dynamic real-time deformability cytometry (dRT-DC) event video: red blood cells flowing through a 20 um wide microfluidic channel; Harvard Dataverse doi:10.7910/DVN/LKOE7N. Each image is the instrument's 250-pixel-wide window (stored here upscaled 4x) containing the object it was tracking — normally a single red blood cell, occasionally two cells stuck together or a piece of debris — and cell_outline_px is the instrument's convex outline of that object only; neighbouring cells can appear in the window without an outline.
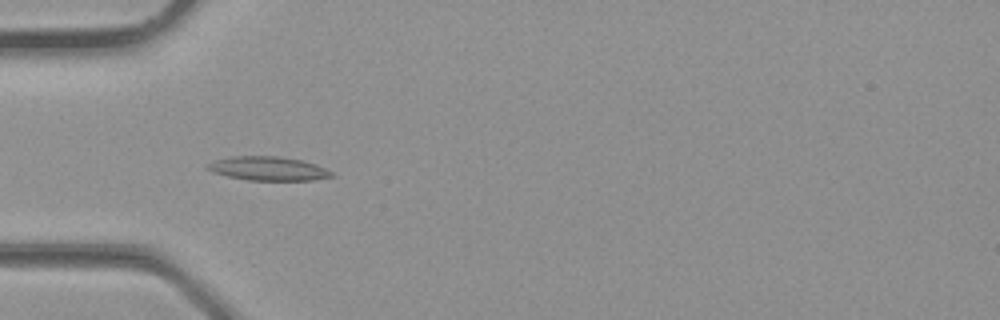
{"species": "common noctule bat (a hibernating species)", "species_latin": "Nyctalus noctula", "temperature_condition": "room temperature", "stored_images_in_passage": 12, "camera_frame_rate_fps": 3000, "um_per_image_px": 0.085, "animal": {"sex": "male", "body_mass_g": 23.1, "forearm_length_mm": 52.7}, "frame": {"image": 1, "passage_image": 10, "time_ms": 3.0, "image_size_px": [1000, 320], "cell_outline_px": [[336, 176], [312, 180], [248, 180], [228, 176], [212, 172], [204, 168], [208, 164], [216, 160], [232, 156], [280, 156], [304, 160], [316, 164], [332, 172]], "centroid_in_image_um": [22.81, 14.32], "position_along_channel_um": 62.2, "area_um2": 17.34}}
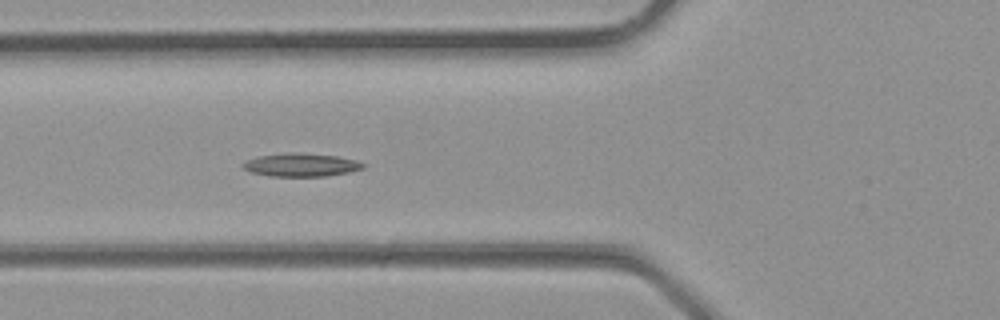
{"frame": {"image": 2, "passage_image": 12, "time_ms": 3.667, "image_size_px": [1000, 320], "cell_outline_px": [[368, 164], [364, 168], [348, 172], [328, 176], [272, 176], [252, 172], [244, 168], [240, 164], [248, 160], [260, 156], [284, 152], [300, 152], [336, 156], [356, 160]], "centroid_in_image_um": [25.63, 14.0], "position_along_channel_um": 100.2, "area_um2": 16.3}}